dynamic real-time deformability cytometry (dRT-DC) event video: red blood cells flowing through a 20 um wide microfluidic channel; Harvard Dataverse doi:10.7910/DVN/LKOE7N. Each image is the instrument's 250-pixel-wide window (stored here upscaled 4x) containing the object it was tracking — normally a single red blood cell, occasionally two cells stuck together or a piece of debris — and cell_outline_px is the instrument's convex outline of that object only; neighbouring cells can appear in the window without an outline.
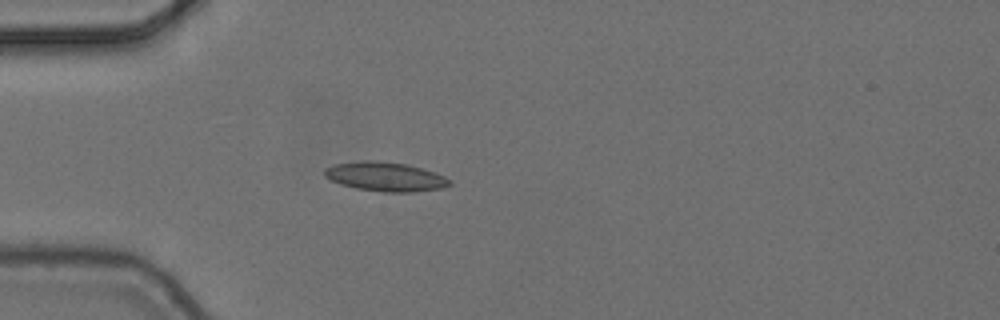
{"species": "common noctule bat (a hibernating species)", "species_latin": "Nyctalus noctula", "temperature_condition": "cold", "stored_images_in_passage": 2, "camera_frame_rate_fps": 3000, "um_per_image_px": 0.085, "animal": {"sex": "female", "body_mass_g": 24.6, "forearm_length_mm": 56.2}, "frame": {"image": 1, "passage_image": 2, "time_ms": 0.333, "image_size_px": [1000, 320], "cell_outline_px": [[452, 184], [440, 188], [412, 192], [384, 192], [356, 188], [340, 184], [324, 176], [324, 168], [332, 164], [360, 160], [372, 160], [408, 164], [436, 172], [452, 180]], "centroid_in_image_um": [32.75, 15.0], "position_along_channel_um": 52.3, "area_um2": 21.44}}